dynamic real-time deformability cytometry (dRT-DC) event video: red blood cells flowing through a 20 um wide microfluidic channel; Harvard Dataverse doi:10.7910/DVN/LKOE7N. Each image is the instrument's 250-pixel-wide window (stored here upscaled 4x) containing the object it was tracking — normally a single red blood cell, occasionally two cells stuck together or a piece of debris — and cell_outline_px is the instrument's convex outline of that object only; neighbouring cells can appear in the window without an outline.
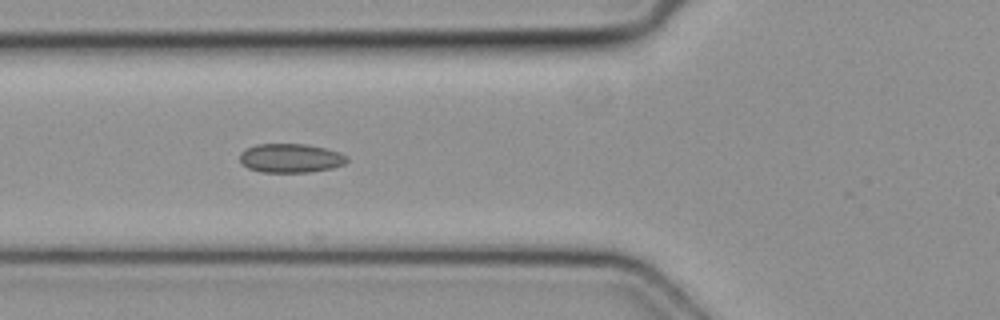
{"species": "common noctule bat (a hibernating species)", "species_latin": "Nyctalus noctula", "temperature_condition": "cold", "stored_images_in_passage": 6, "camera_frame_rate_fps": 3000, "um_per_image_px": 0.085, "animal": {"sex": "female", "body_mass_g": 19.3, "forearm_length_mm": 54.1}, "frame": {"image": 1, "passage_image": 3, "time_ms": 0.667, "image_size_px": [1000, 320], "cell_outline_px": [[348, 160], [344, 164], [332, 168], [308, 172], [260, 172], [248, 168], [240, 164], [240, 152], [256, 144], [304, 144], [324, 148], [340, 152], [348, 156]], "centroid_in_image_um": [24.69, 13.44], "position_along_channel_um": 101.1, "area_um2": 18.15}}
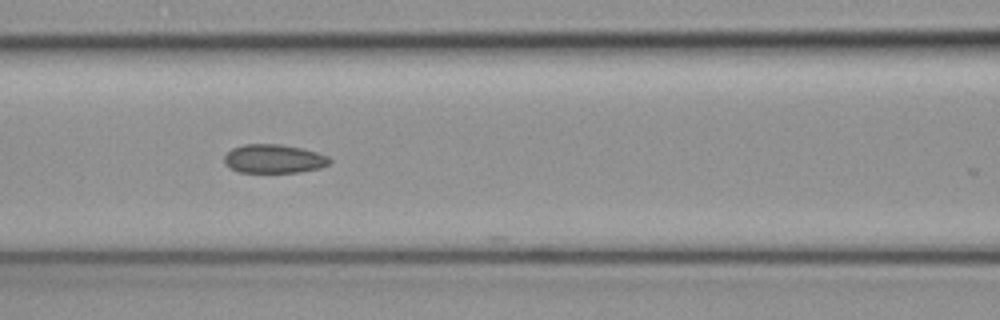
{"frame": {"image": 2, "passage_image": 4, "time_ms": 1.0, "image_size_px": [1000, 320], "cell_outline_px": [[332, 160], [328, 164], [320, 168], [300, 172], [236, 172], [228, 168], [224, 164], [224, 156], [232, 148], [244, 144], [280, 144], [300, 148], [316, 152], [328, 156]], "centroid_in_image_um": [23.24, 13.5], "position_along_channel_um": 143.4, "area_um2": 17.74}}
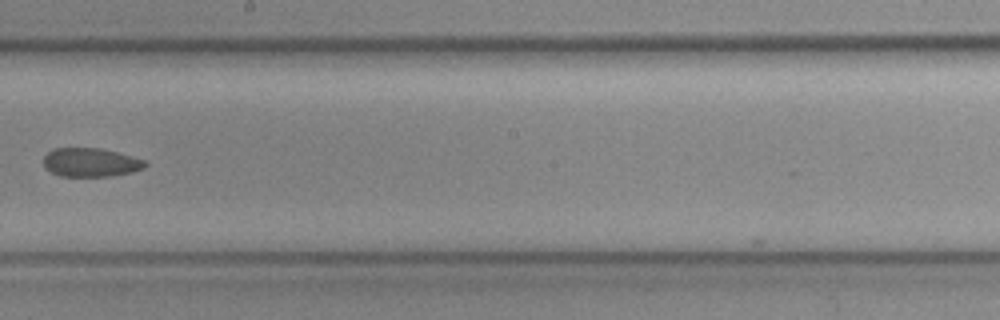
{"frame": {"image": 3, "passage_image": 6, "time_ms": 1.667, "image_size_px": [1000, 320], "cell_outline_px": [[148, 164], [144, 168], [132, 172], [112, 176], [60, 176], [44, 168], [44, 156], [48, 152], [56, 148], [100, 148], [132, 156], [144, 160]], "centroid_in_image_um": [7.71, 13.81], "position_along_channel_um": 240.5, "area_um2": 16.99}}